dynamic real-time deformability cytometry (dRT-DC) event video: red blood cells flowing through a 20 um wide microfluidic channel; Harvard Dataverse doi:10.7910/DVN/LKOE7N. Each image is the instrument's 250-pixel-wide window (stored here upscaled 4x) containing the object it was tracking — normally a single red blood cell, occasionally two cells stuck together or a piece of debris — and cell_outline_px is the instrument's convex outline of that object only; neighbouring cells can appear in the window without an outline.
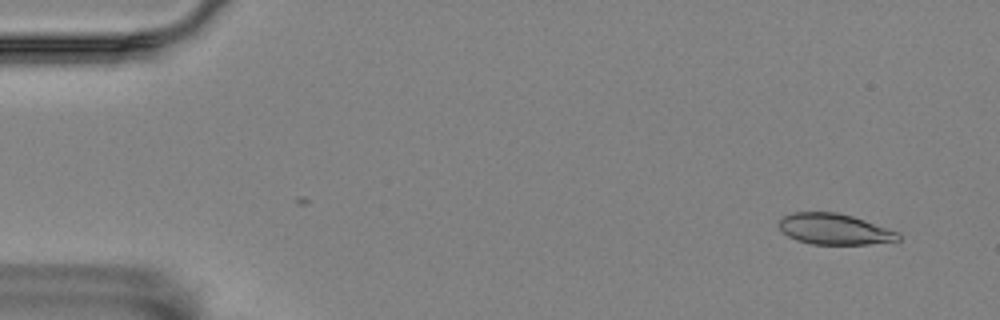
{"species": "Egyptian fruit bat (a non-hibernating species)", "species_latin": "Rousettus aegyptiacus", "temperature_condition": "room temperature", "stored_images_in_passage": 16, "camera_frame_rate_fps": 3000, "um_per_image_px": 0.085, "animal": {"sex": "female"}, "frame": {"image": 1, "passage_image": 2, "time_ms": 0.333, "image_size_px": [1000, 320], "cell_outline_px": [[900, 240], [868, 244], [812, 244], [796, 240], [788, 236], [776, 224], [784, 216], [792, 212], [836, 212], [852, 216], [900, 232]], "centroid_in_image_um": [70.92, 19.47], "position_along_channel_um": 14.1, "area_um2": 21.44}}
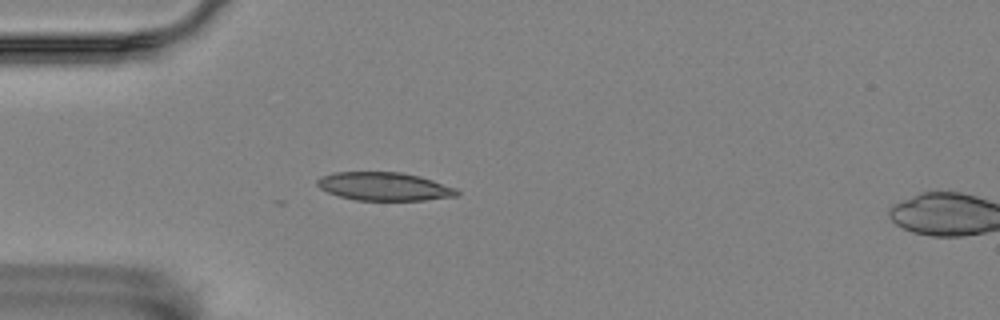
{"frame": {"image": 2, "passage_image": 14, "time_ms": 4.333, "image_size_px": [1000, 320], "cell_outline_px": [[460, 196], [424, 200], [356, 200], [340, 196], [328, 192], [320, 188], [316, 184], [316, 180], [320, 176], [336, 172], [400, 172], [420, 176], [456, 188], [460, 192]], "centroid_in_image_um": [32.67, 15.85], "position_along_channel_um": 52.3, "area_um2": 23.06}}